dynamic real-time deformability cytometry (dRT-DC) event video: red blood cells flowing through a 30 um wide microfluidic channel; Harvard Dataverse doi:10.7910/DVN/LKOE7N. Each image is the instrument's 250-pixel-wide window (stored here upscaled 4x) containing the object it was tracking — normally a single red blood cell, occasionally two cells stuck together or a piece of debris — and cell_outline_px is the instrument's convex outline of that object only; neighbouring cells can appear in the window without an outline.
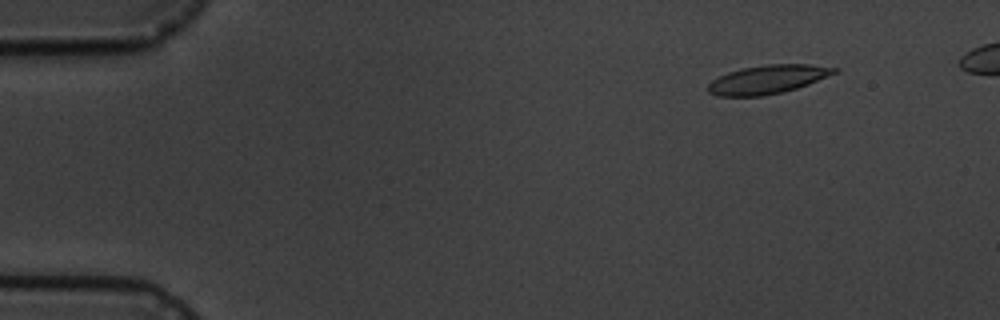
{"species": "common noctule bat (a hibernating species)", "species_latin": "Nyctalus noctula", "temperature_condition": "cold", "stored_images_in_passage": 6, "camera_frame_rate_fps": 3000, "um_per_image_px": 0.085, "animal": {"sex": "male", "body_mass_g": 19.5, "forearm_length_mm": 54.6}, "frame": {"image": 1, "passage_image": 2, "time_ms": 1.333, "image_size_px": [1000, 320], "cell_outline_px": [[840, 68], [836, 72], [808, 84], [784, 92], [760, 96], [716, 96], [708, 92], [708, 84], [712, 80], [728, 72], [740, 68], [764, 64], [812, 64]], "centroid_in_image_um": [65.23, 6.74], "position_along_channel_um": 19.8, "area_um2": 21.1}}